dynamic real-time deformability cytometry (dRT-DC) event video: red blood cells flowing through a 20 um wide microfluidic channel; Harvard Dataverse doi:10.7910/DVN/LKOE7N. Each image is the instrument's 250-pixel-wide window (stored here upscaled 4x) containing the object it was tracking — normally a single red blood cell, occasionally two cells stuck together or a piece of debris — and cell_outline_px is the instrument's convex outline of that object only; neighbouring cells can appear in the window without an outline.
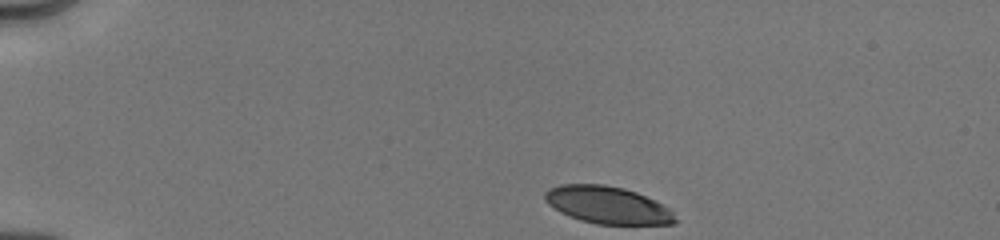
{"species": "human", "species_latin": "Homo sapiens", "temperature_condition": "cold", "stored_images_in_passage": 32, "camera_frame_rate_fps": 3000, "um_per_image_px": 0.085, "donor": {"sex": "male"}, "frame": {"image": 1, "passage_image": 1, "time_ms": 0.0, "image_size_px": [1000, 240], "cell_outline_px": [[676, 220], [672, 224], [596, 224], [580, 220], [560, 212], [548, 204], [544, 200], [544, 192], [548, 188], [560, 184], [604, 184], [624, 188], [636, 192], [672, 208]], "centroid_in_image_um": [51.63, 17.42], "position_along_channel_um": 33.4, "area_um2": 28.5}}
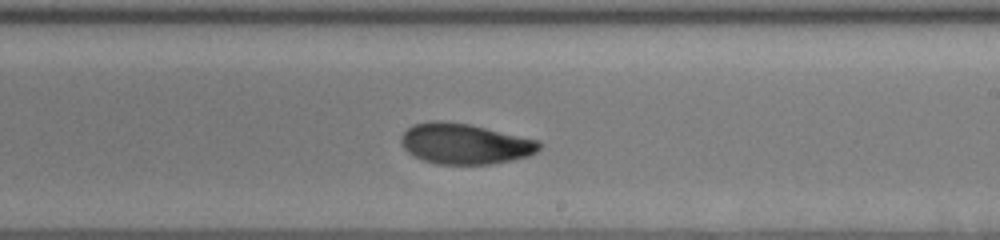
{"frame": {"image": 2, "passage_image": 19, "time_ms": 7.333, "image_size_px": [1000, 240], "cell_outline_px": [[544, 144], [536, 152], [528, 156], [512, 160], [492, 164], [436, 164], [412, 156], [400, 144], [400, 136], [412, 124], [432, 120], [444, 120], [472, 124], [540, 140]], "centroid_in_image_um": [39.52, 12.2], "position_along_channel_um": 249.5, "area_um2": 33.29}}
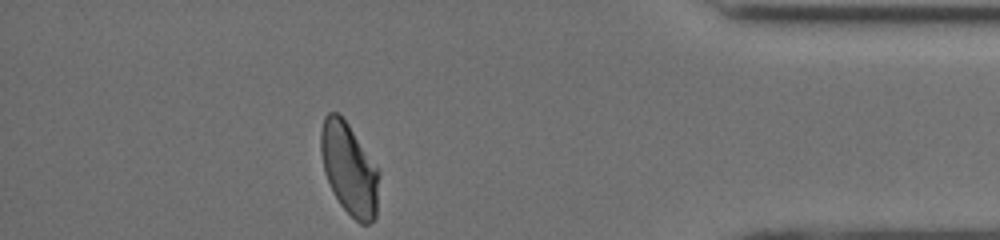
{"frame": {"image": 3, "passage_image": 32, "time_ms": 12.0, "image_size_px": [1000, 240], "cell_outline_px": [[380, 172], [376, 220], [368, 224], [360, 224], [340, 204], [324, 172], [320, 152], [320, 132], [324, 116], [328, 112], [336, 112], [348, 124]], "centroid_in_image_um": [29.69, 14.38], "position_along_channel_um": 405.5, "area_um2": 30.98}, "authors_computed_cell_mechanics": {"area_um2": 32.1368, "velocity_mm_per_s": 4.0064, "shape_relaxation_time_tau1_ms": 3.2069, "shape_relaxation_time_tau2_ms": 2.0196, "deformation_change_tau1": 0.1361, "deformation_change_tau2": 0.0663}}